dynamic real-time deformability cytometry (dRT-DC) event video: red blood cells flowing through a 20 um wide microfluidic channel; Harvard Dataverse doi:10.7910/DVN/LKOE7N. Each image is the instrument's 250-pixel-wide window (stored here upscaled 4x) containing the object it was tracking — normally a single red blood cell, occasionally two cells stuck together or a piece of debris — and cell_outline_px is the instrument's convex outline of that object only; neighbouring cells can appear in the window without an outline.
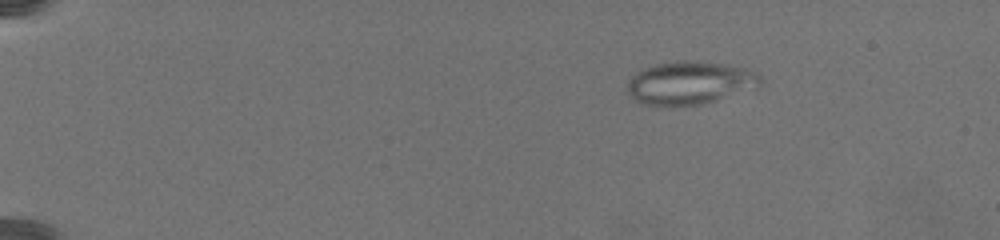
{"species": "common noctule bat (a hibernating species)", "species_latin": "Nyctalus noctula", "temperature_condition": "warm", "stored_images_in_passage": 15, "camera_frame_rate_fps": 3000, "um_per_image_px": 0.085, "animal": {"sex": "female", "body_mass_g": 19.5, "forearm_length_mm": 54.1}, "frame": {"image": 1, "passage_image": 5, "time_ms": 3.667, "image_size_px": [1000, 240], "cell_outline_px": [[764, 80], [760, 88], [716, 100], [700, 104], [644, 104], [636, 100], [628, 92], [628, 80], [636, 72], [644, 68], [656, 64], [676, 60], [696, 60], [724, 64], [744, 68], [756, 72]], "centroid_in_image_um": [58.71, 7.01], "position_along_channel_um": 26.3, "area_um2": 33.29}}
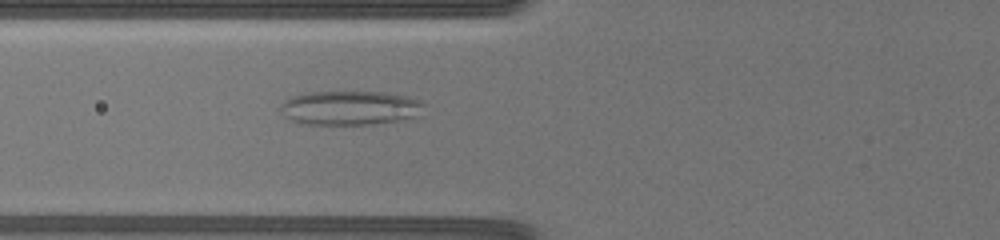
{"frame": {"image": 2, "passage_image": 11, "time_ms": 10.0, "image_size_px": [1000, 240], "cell_outline_px": [[424, 104], [412, 116], [396, 120], [372, 124], [300, 124], [284, 116], [280, 112], [280, 104], [288, 96], [308, 92], [384, 92], [408, 96], [420, 100]], "centroid_in_image_um": [29.61, 9.15], "position_along_channel_um": 96.2, "area_um2": 28.38}}
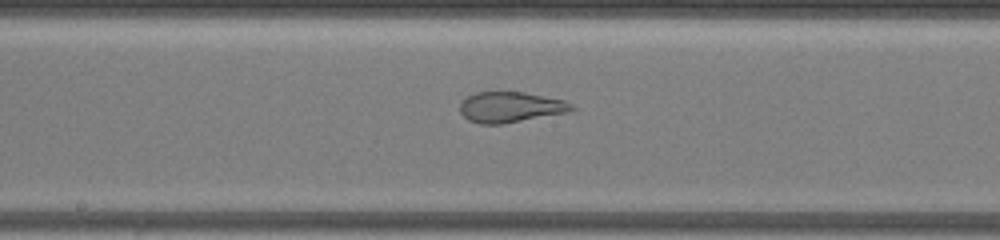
{"frame": {"image": 3, "passage_image": 15, "time_ms": 13.667, "image_size_px": [1000, 240], "cell_outline_px": [[576, 108], [568, 112], [500, 124], [480, 124], [468, 120], [460, 112], [460, 100], [476, 92], [524, 92], [564, 100], [572, 104]], "centroid_in_image_um": [43.36, 9.1], "position_along_channel_um": 204.8, "area_um2": 19.83}}